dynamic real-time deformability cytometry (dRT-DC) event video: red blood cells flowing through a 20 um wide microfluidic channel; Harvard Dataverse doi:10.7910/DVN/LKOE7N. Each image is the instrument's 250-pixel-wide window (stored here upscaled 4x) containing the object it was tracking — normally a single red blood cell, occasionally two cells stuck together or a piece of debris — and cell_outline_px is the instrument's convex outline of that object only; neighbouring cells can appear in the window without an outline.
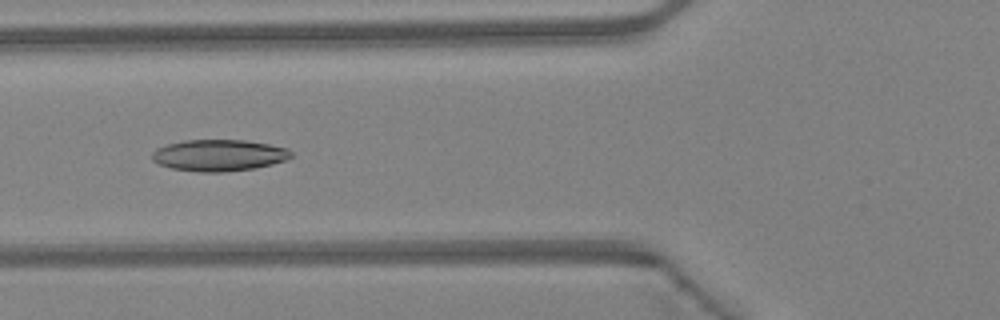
{"species": "Egyptian fruit bat (a non-hibernating species)", "species_latin": "Rousettus aegyptiacus", "temperature_condition": "warm", "stored_images_in_passage": 38, "camera_frame_rate_fps": 3000, "um_per_image_px": 0.085, "animal": {"sex": "female"}, "frame": {"image": 1, "passage_image": 9, "time_ms": 2.667, "image_size_px": [1000, 320], "cell_outline_px": [[292, 156], [288, 160], [256, 168], [224, 172], [200, 172], [172, 168], [160, 164], [152, 160], [152, 152], [156, 148], [168, 144], [184, 140], [244, 140], [268, 144], [288, 148], [292, 152]], "centroid_in_image_um": [18.63, 13.2], "position_along_channel_um": 107.2, "area_um2": 25.61}}
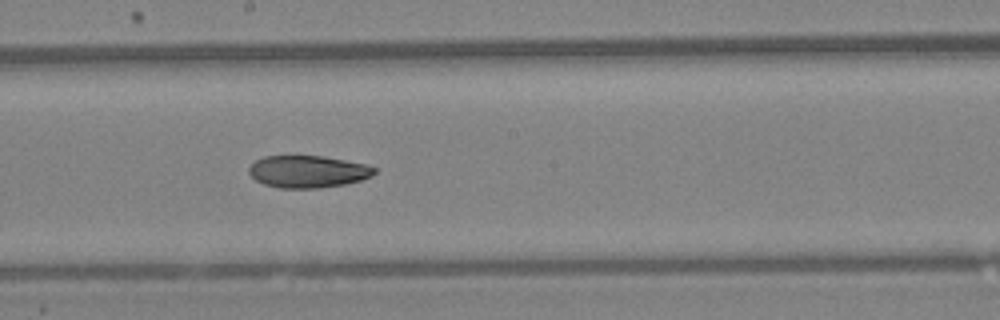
{"frame": {"image": 2, "passage_image": 17, "time_ms": 5.333, "image_size_px": [1000, 320], "cell_outline_px": [[376, 172], [372, 176], [360, 180], [344, 184], [320, 188], [280, 188], [264, 184], [256, 180], [248, 172], [248, 168], [256, 160], [264, 156], [324, 156], [364, 164], [376, 168]], "centroid_in_image_um": [26.16, 14.58], "position_along_channel_um": 222.0, "area_um2": 23.41}}
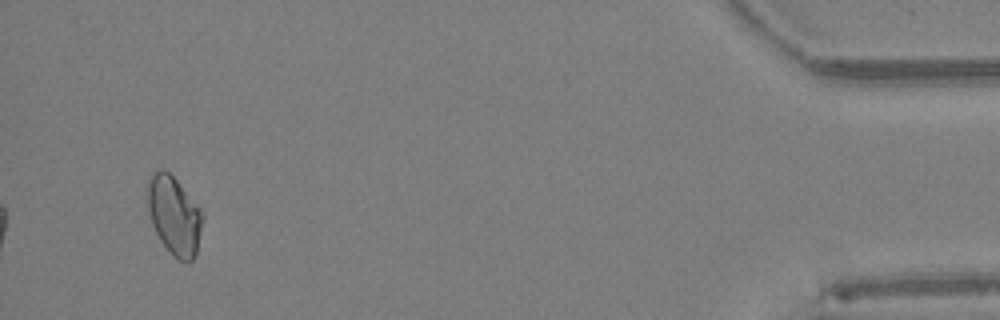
{"frame": {"image": 3, "passage_image": 36, "time_ms": 11.667, "image_size_px": [1000, 320], "cell_outline_px": [[204, 216], [196, 252], [192, 260], [188, 264], [172, 256], [160, 240], [152, 224], [148, 212], [144, 196], [144, 192], [148, 180], [160, 168], [164, 168], [176, 180], [200, 208]], "centroid_in_image_um": [14.76, 18.31], "position_along_channel_um": 420.4, "area_um2": 25.49}, "authors_computed_cell_mechanics": {"area_um2": 24.6517, "velocity_mm_per_s": 4.3299, "shape_relaxation_time_tau1_ms": null, "shape_relaxation_time_tau2_ms": 3.7183, "deformation_change_tau1": null, "deformation_change_tau2": 0.0841}}